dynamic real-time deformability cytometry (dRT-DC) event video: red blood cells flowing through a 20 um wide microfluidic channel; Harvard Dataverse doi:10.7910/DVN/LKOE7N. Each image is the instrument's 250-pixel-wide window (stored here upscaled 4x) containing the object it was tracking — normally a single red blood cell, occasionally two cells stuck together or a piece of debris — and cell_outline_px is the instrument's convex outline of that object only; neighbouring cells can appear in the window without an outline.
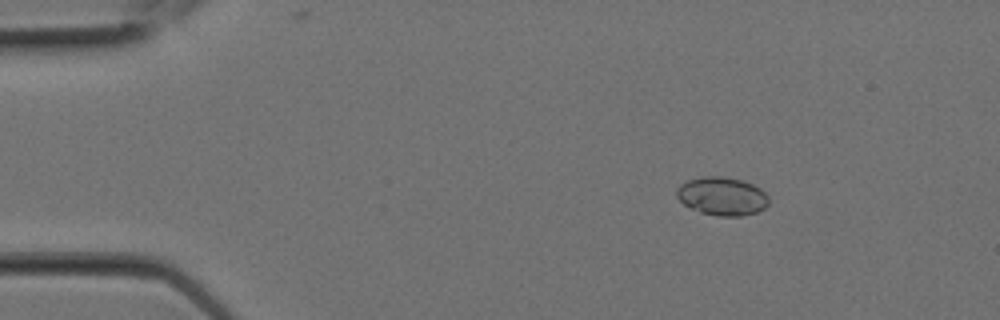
{"species": "Egyptian fruit bat (a non-hibernating species)", "species_latin": "Rousettus aegyptiacus", "temperature_condition": "room temperature", "stored_images_in_passage": 2, "camera_frame_rate_fps": 3000, "um_per_image_px": 0.085, "animal": {"sex": "female"}, "frame": {"image": 1, "passage_image": 2, "time_ms": 0.333, "image_size_px": [1000, 320], "cell_outline_px": [[768, 204], [764, 208], [756, 212], [740, 216], [716, 216], [700, 212], [684, 204], [676, 196], [676, 188], [680, 184], [688, 180], [704, 176], [720, 176], [740, 180], [752, 184], [760, 188], [768, 196]], "centroid_in_image_um": [61.36, 16.68], "position_along_channel_um": 23.6, "area_um2": 20.46}}